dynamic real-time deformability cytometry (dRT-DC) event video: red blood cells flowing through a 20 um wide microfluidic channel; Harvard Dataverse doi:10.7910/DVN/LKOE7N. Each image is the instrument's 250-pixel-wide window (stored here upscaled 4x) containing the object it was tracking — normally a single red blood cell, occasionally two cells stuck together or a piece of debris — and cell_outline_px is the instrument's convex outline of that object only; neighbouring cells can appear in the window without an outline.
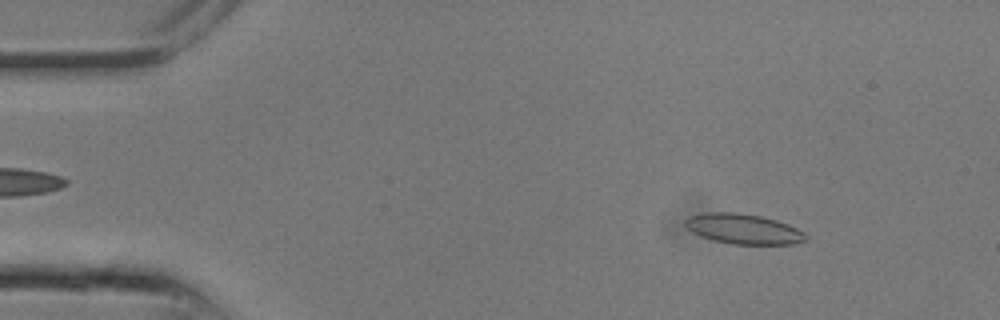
{"species": "common noctule bat (a hibernating species)", "species_latin": "Nyctalus noctula", "temperature_condition": "room temperature", "stored_images_in_passage": 8, "camera_frame_rate_fps": 3000, "um_per_image_px": 0.085, "animal": {"sex": "male", "body_mass_g": 13.3}, "frame": {"image": 1, "passage_image": 3, "time_ms": 0.667, "image_size_px": [1000, 320], "cell_outline_px": [[808, 240], [796, 244], [732, 244], [712, 240], [700, 236], [692, 232], [684, 224], [684, 220], [688, 216], [708, 212], [736, 212], [760, 216], [776, 220], [788, 224], [804, 232], [808, 236]], "centroid_in_image_um": [63.19, 19.46], "position_along_channel_um": 21.8, "area_um2": 21.33}}